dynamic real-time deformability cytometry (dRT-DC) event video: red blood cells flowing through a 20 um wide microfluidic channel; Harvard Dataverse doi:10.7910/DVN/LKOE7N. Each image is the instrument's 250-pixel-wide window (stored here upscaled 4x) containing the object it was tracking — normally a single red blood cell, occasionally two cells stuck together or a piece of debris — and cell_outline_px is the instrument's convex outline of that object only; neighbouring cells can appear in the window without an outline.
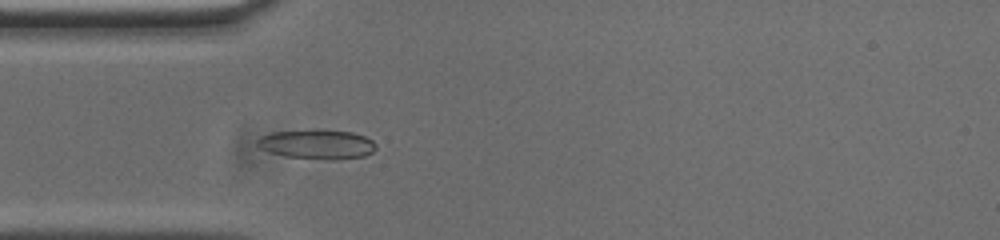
{"species": "common noctule bat (a hibernating species)", "species_latin": "Nyctalus noctula", "temperature_condition": "cold", "stored_images_in_passage": 54, "camera_frame_rate_fps": 3000, "um_per_image_px": 0.085, "animal": {"sex": "male", "body_mass_g": 20.0, "forearm_length_mm": 53.3}, "frame": {"image": 1, "passage_image": 15, "time_ms": 4.667, "image_size_px": [1000, 240], "cell_outline_px": [[376, 148], [372, 152], [364, 156], [332, 160], [284, 156], [268, 152], [260, 148], [256, 144], [256, 140], [260, 136], [272, 132], [316, 128], [352, 132], [364, 136], [372, 140], [376, 144]], "centroid_in_image_um": [26.92, 12.24], "position_along_channel_um": 58.1, "area_um2": 20.81}}
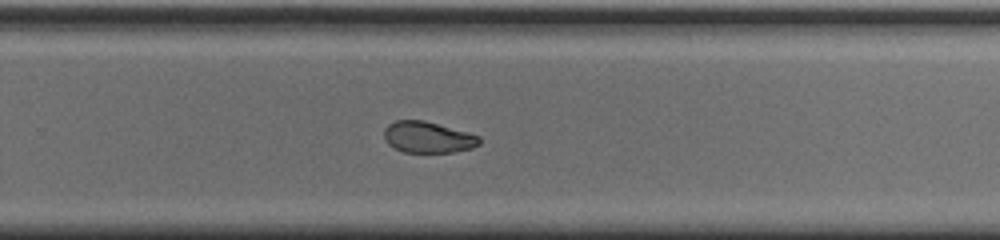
{"frame": {"image": 2, "passage_image": 34, "time_ms": 11.0, "image_size_px": [1000, 240], "cell_outline_px": [[480, 144], [472, 148], [452, 152], [404, 152], [388, 144], [384, 136], [384, 128], [388, 124], [396, 120], [424, 120], [468, 132], [480, 136]], "centroid_in_image_um": [36.38, 11.66], "position_along_channel_um": 293.4, "area_um2": 17.34}}
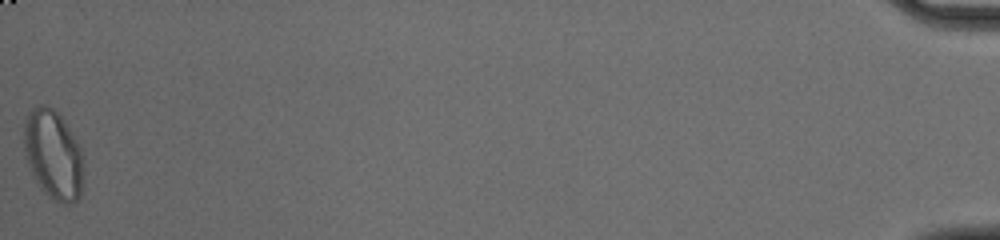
{"frame": {"image": 3, "passage_image": 54, "time_ms": 17.667, "image_size_px": [1000, 240], "cell_outline_px": [[84, 164], [80, 196], [72, 204], [60, 204], [52, 200], [40, 188], [28, 164], [24, 152], [24, 120], [28, 112], [40, 104], [48, 104], [60, 116], [76, 140], [80, 148], [84, 160]], "centroid_in_image_um": [4.52, 13.17], "position_along_channel_um": 430.7, "area_um2": 31.1}, "authors_computed_cell_mechanics": {"area_um2": 18.7272, "velocity_mm_per_s": 3.7306, "shape_relaxation_time_tau1_ms": null, "shape_relaxation_time_tau2_ms": 3.7166, "deformation_change_tau1": null, "deformation_change_tau2": 0.0764}}